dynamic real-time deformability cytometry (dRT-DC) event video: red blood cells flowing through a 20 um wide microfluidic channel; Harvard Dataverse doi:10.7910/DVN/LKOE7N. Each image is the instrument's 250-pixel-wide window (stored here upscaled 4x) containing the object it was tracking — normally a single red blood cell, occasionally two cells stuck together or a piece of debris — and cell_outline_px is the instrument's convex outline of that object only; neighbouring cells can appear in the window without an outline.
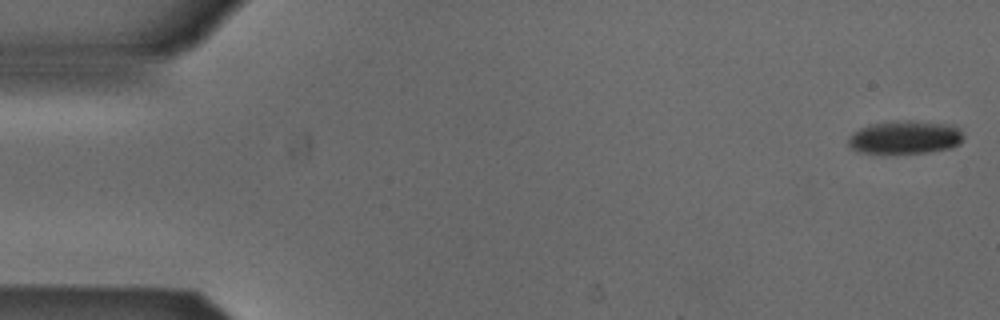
{"species": "Egyptian fruit bat (a non-hibernating species)", "species_latin": "Rousettus aegyptiacus", "temperature_condition": "cold", "stored_images_in_passage": 53, "camera_frame_rate_fps": 3000, "um_per_image_px": 0.085, "animal": {"sex": "male"}, "frame": {"image": 1, "passage_image": 1, "time_ms": 0.0, "image_size_px": [1000, 320], "cell_outline_px": [[964, 140], [960, 144], [952, 148], [928, 152], [860, 152], [852, 148], [848, 144], [848, 140], [860, 128], [872, 124], [904, 120], [912, 120], [952, 124], [960, 128], [964, 136]], "centroid_in_image_um": [77.04, 11.65], "position_along_channel_um": 8.0, "area_um2": 22.08}}
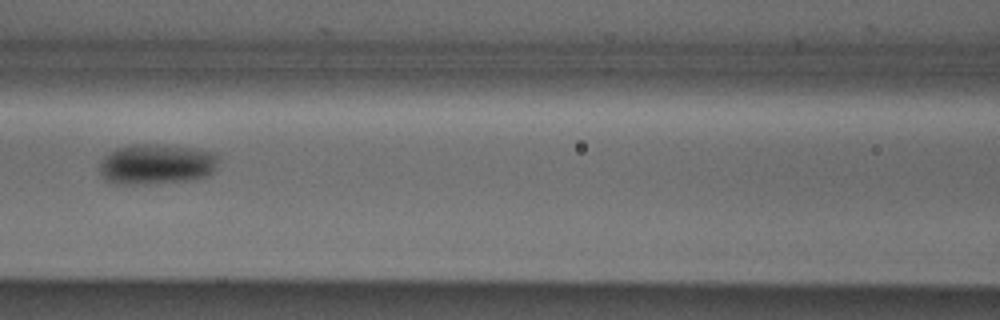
{"frame": {"image": 2, "passage_image": 23, "time_ms": 7.333, "image_size_px": [1000, 320], "cell_outline_px": [[216, 168], [208, 176], [188, 180], [152, 184], [112, 184], [104, 180], [100, 172], [100, 160], [108, 152], [116, 148], [128, 144], [152, 144], [192, 148], [216, 152]], "centroid_in_image_um": [13.24, 13.96], "position_along_channel_um": 153.4, "area_um2": 28.26}}
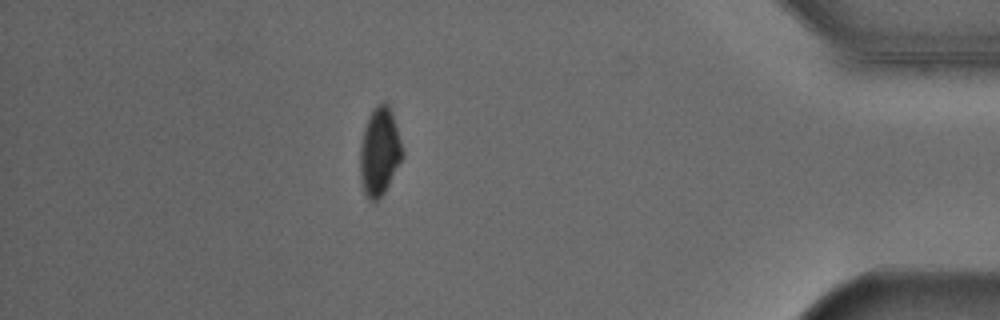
{"frame": {"image": 3, "passage_image": 46, "time_ms": 15.0, "image_size_px": [1000, 320], "cell_outline_px": [[404, 156], [384, 192], [376, 200], [368, 200], [364, 192], [360, 180], [360, 144], [364, 128], [368, 116], [376, 104], [384, 100], [388, 104], [392, 112], [404, 152]], "centroid_in_image_um": [32.25, 12.85], "position_along_channel_um": 402.9, "area_um2": 21.85}, "authors_computed_cell_mechanics": {"area_um2": 24.3338, "velocity_mm_per_s": 3.878, "shape_relaxation_time_tau1_ms": 3.0072, "shape_relaxation_time_tau2_ms": null, "deformation_change_tau1": 0.0857, "deformation_change_tau2": null}}